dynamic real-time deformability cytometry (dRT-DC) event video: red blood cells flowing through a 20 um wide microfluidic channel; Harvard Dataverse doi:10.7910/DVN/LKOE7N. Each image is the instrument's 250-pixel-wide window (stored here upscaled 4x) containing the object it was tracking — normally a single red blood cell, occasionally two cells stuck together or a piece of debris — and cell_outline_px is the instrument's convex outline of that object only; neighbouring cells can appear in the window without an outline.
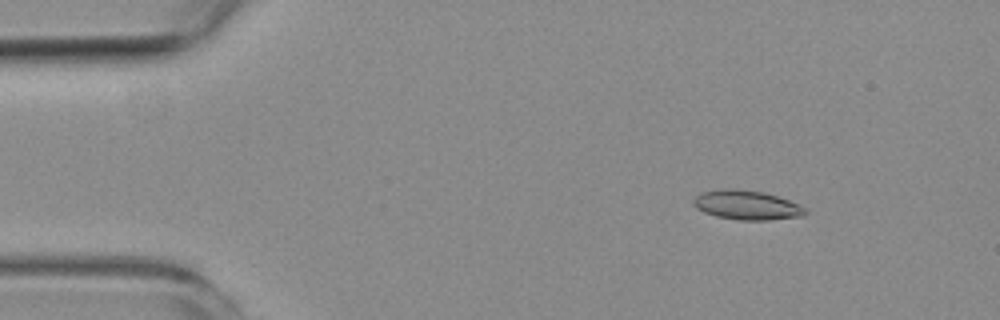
{"species": "common noctule bat (a hibernating species)", "species_latin": "Nyctalus noctula", "temperature_condition": "room temperature", "stored_images_in_passage": 6, "camera_frame_rate_fps": 3000, "um_per_image_px": 0.085, "animal": {"sex": "female", "body_mass_g": 19.3, "forearm_length_mm": 54.1}, "frame": {"image": 1, "passage_image": 2, "time_ms": 1.333, "image_size_px": [1000, 320], "cell_outline_px": [[808, 212], [804, 216], [768, 220], [740, 220], [716, 216], [704, 212], [696, 208], [692, 204], [692, 200], [696, 196], [704, 192], [724, 188], [732, 188], [764, 192], [800, 204], [808, 208]], "centroid_in_image_um": [63.51, 17.43], "position_along_channel_um": 21.5, "area_um2": 19.25}}
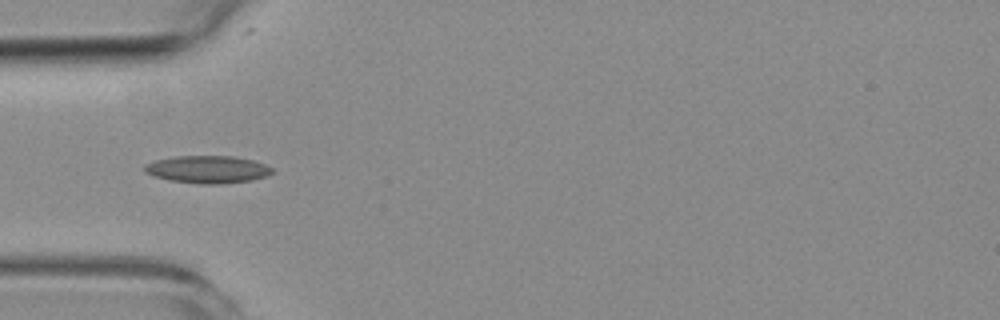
{"frame": {"image": 2, "passage_image": 5, "time_ms": 4.667, "image_size_px": [1000, 320], "cell_outline_px": [[276, 172], [268, 176], [252, 180], [224, 184], [200, 184], [168, 180], [152, 176], [144, 172], [144, 164], [156, 160], [176, 156], [232, 156], [252, 160], [264, 164], [272, 168]], "centroid_in_image_um": [17.65, 14.41], "position_along_channel_um": 67.3, "area_um2": 20.69}}